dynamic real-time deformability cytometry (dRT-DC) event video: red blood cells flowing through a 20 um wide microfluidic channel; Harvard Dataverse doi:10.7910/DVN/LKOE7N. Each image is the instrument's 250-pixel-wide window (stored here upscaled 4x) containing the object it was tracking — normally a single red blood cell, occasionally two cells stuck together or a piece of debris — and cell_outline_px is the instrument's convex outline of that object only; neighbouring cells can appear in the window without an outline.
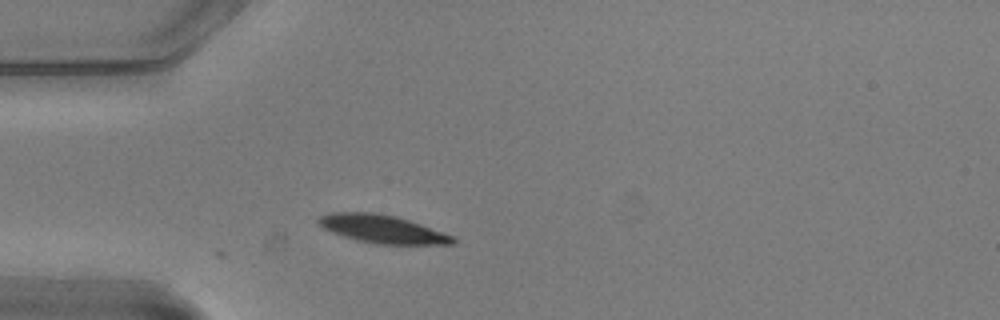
{"species": "common noctule bat (a hibernating species)", "species_latin": "Nyctalus noctula", "temperature_condition": "warm", "stored_images_in_passage": 5, "camera_frame_rate_fps": 3000, "um_per_image_px": 0.085, "animal": {"sex": "male", "body_mass_g": 20.5, "forearm_length_mm": 52.5}, "frame": {"image": 1, "passage_image": 1, "time_ms": 0.0, "image_size_px": [1000, 320], "cell_outline_px": [[456, 244], [376, 244], [356, 240], [332, 232], [324, 228], [316, 220], [320, 216], [332, 212], [376, 212], [396, 216], [456, 236]], "centroid_in_image_um": [32.53, 19.46], "position_along_channel_um": 52.5, "area_um2": 22.02}}